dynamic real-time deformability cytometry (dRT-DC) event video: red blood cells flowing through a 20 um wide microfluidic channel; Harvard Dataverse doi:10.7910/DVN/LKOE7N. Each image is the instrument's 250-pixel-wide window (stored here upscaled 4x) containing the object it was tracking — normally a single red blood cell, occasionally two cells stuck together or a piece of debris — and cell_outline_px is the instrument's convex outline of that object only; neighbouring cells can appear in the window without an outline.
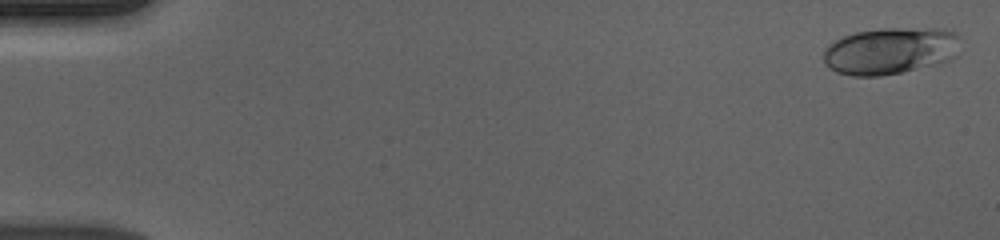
{"species": "human", "species_latin": "Homo sapiens", "temperature_condition": "cold", "stored_images_in_passage": 56, "camera_frame_rate_fps": 3000, "um_per_image_px": 0.085, "donor": {"sex": "male"}, "frame": {"image": 1, "passage_image": 2, "time_ms": 0.333, "image_size_px": [1000, 240], "cell_outline_px": [[956, 56], [948, 60], [900, 72], [880, 76], [852, 76], [836, 72], [828, 68], [824, 64], [824, 52], [836, 40], [844, 36], [856, 32], [884, 28], [936, 28], [952, 32], [956, 36]], "centroid_in_image_um": [75.6, 4.32], "position_along_channel_um": 9.4, "area_um2": 36.65}}
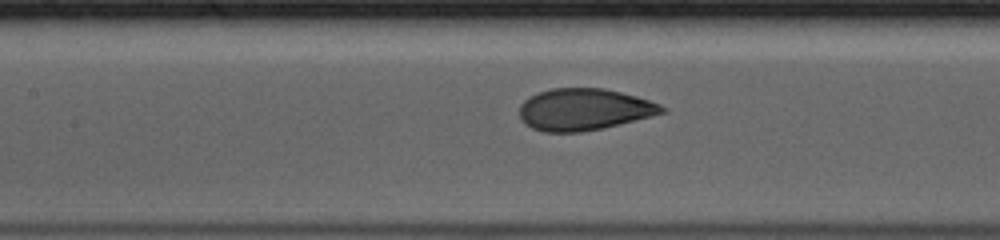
{"frame": {"image": 2, "passage_image": 27, "time_ms": 8.667, "image_size_px": [1000, 240], "cell_outline_px": [[668, 112], [652, 116], [600, 128], [580, 132], [544, 132], [532, 128], [520, 116], [520, 104], [528, 96], [536, 92], [552, 88], [604, 88], [636, 96], [660, 104], [668, 108]], "centroid_in_image_um": [49.65, 9.29], "position_along_channel_um": 157.8, "area_um2": 34.56}}
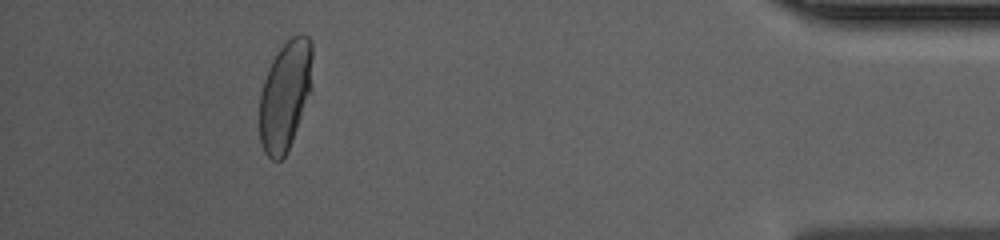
{"frame": {"image": 3, "passage_image": 52, "time_ms": 17.0, "image_size_px": [1000, 240], "cell_outline_px": [[312, 88], [292, 140], [284, 156], [280, 160], [272, 160], [264, 152], [260, 144], [260, 92], [268, 68], [272, 60], [280, 48], [292, 36], [300, 32], [308, 36], [312, 40]], "centroid_in_image_um": [24.25, 8.07], "position_along_channel_um": 411.0, "area_um2": 33.87}, "authors_computed_cell_mechanics": {"area_um2": 34.68, "velocity_mm_per_s": 3.6742, "shape_relaxation_time_tau1_ms": 5.6338, "shape_relaxation_time_tau2_ms": null, "deformation_change_tau1": 0.1968, "deformation_change_tau2": null}}